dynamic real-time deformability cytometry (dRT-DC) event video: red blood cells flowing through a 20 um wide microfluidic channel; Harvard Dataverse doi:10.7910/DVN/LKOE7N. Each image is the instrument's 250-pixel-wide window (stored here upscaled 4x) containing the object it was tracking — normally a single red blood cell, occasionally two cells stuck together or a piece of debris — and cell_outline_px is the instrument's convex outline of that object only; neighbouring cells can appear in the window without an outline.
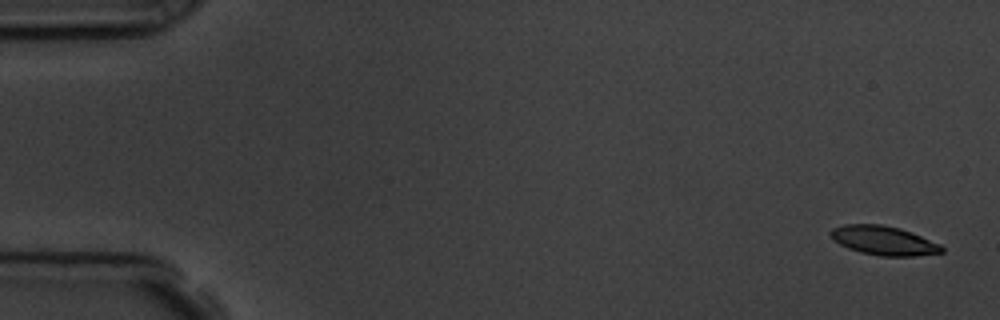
{"species": "common noctule bat (a hibernating species)", "species_latin": "Nyctalus noctula", "temperature_condition": "room temperature", "stored_images_in_passage": 5, "camera_frame_rate_fps": 3000, "um_per_image_px": 0.085, "animal": {"sex": "male", "body_mass_g": 19.5, "forearm_length_mm": 54.6}, "frame": {"image": 1, "passage_image": 1, "time_ms": 0.0, "image_size_px": [1000, 320], "cell_outline_px": [[944, 252], [912, 256], [880, 256], [860, 252], [848, 248], [832, 240], [828, 232], [832, 228], [844, 224], [880, 224], [900, 228], [912, 232], [940, 244], [944, 248]], "centroid_in_image_um": [75.08, 20.44], "position_along_channel_um": 9.9, "area_um2": 18.96}}